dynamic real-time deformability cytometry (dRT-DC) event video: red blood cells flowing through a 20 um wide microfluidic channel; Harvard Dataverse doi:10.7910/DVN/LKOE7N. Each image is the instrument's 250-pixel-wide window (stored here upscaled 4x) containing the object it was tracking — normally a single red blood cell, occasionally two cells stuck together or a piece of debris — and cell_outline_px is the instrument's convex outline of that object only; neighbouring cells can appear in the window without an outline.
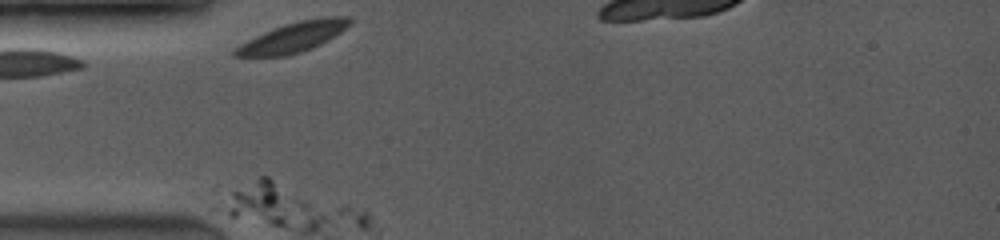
{"species": "common noctule bat (a hibernating species)", "species_latin": "Nyctalus noctula", "temperature_condition": "room temperature", "stored_images_in_passage": 3, "camera_frame_rate_fps": 3500, "um_per_image_px": 0.085, "animal": {"sex": "female", "body_mass_g": 19.0, "forearm_length_mm": 53.3}, "frame": {"image": 1, "passage_image": 1, "time_ms": 0.0, "image_size_px": [1000, 240], "cell_outline_px": [[352, 24], [328, 40], [312, 48], [300, 52], [284, 56], [232, 56], [232, 52], [240, 44], [272, 28], [284, 24], [300, 20], [320, 16], [352, 16]], "centroid_in_image_um": [24.97, 3.13], "position_along_channel_um": 60.0, "area_um2": 20.06}}